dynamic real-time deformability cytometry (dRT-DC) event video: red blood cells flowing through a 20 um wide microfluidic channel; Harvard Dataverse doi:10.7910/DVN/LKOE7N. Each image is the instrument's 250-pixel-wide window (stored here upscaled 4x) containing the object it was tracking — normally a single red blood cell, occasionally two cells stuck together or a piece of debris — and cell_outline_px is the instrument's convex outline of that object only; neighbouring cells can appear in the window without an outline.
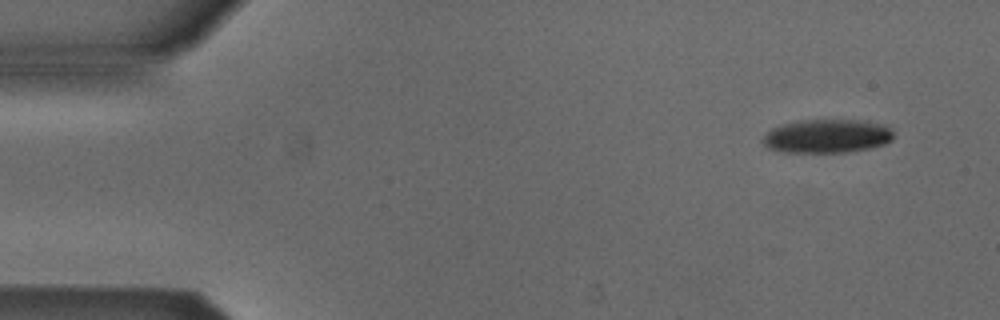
{"species": "Egyptian fruit bat (a non-hibernating species)", "species_latin": "Rousettus aegyptiacus", "temperature_condition": "cold", "stored_images_in_passage": 4, "camera_frame_rate_fps": 3000, "um_per_image_px": 0.085, "animal": {"sex": "male"}, "frame": {"image": 1, "passage_image": 1, "time_ms": 0.0, "image_size_px": [1000, 320], "cell_outline_px": [[892, 140], [884, 144], [872, 148], [848, 152], [784, 152], [768, 148], [760, 140], [772, 128], [784, 124], [800, 120], [860, 120], [884, 124], [892, 128]], "centroid_in_image_um": [70.32, 11.57], "position_along_channel_um": 14.7, "area_um2": 25.72}}
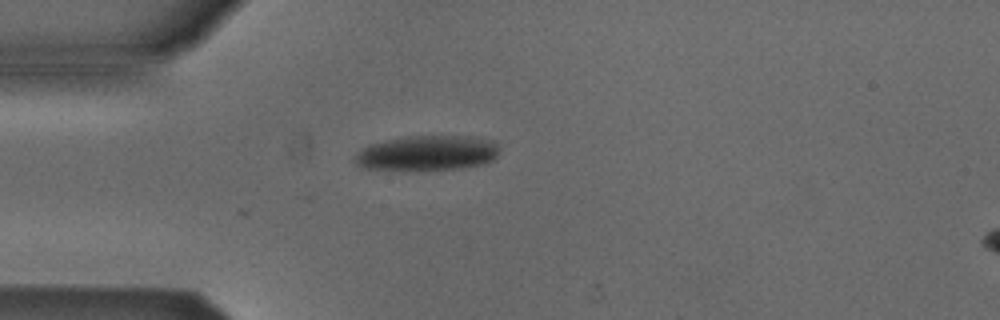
{"frame": {"image": 2, "passage_image": 3, "time_ms": 0.667, "image_size_px": [1000, 320], "cell_outline_px": [[500, 152], [492, 160], [484, 164], [460, 168], [424, 172], [364, 168], [356, 164], [356, 156], [368, 144], [408, 136], [472, 136], [488, 140], [496, 144]], "centroid_in_image_um": [36.33, 13.04], "position_along_channel_um": 48.7, "area_um2": 29.88}}